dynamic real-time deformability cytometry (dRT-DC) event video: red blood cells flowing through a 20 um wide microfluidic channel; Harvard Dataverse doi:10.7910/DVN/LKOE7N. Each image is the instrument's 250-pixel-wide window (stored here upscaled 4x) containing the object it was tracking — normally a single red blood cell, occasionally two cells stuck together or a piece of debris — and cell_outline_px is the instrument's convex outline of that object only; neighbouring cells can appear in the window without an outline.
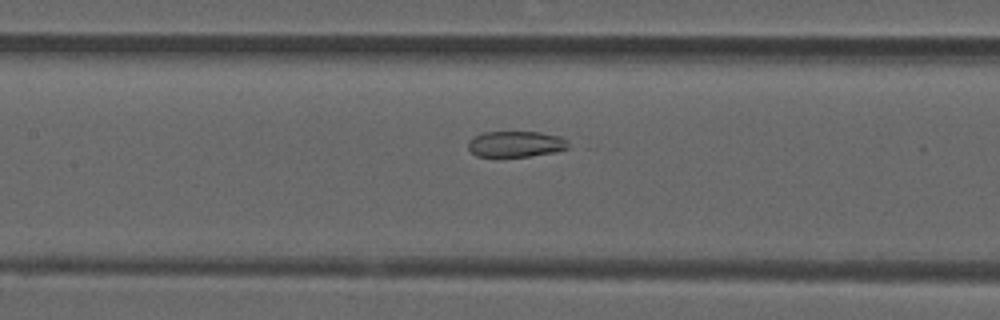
{"species": "common noctule bat (a hibernating species)", "species_latin": "Nyctalus noctula", "temperature_condition": "room temperature", "stored_images_in_passage": 39, "segment_of_instrument_passage": [2, 2], "camera_frame_rate_fps": 3000, "um_per_image_px": 0.085, "animal": {"sex": "male", "forearm_length_mm": 52.5}, "frame": {"image": 1, "passage_image": 11, "time_ms": 3.333, "image_size_px": [1000, 320], "cell_outline_px": [[568, 148], [556, 152], [528, 156], [476, 156], [468, 148], [468, 140], [472, 136], [484, 132], [540, 132], [560, 136], [568, 144]], "centroid_in_image_um": [43.8, 12.23], "position_along_channel_um": 163.6, "area_um2": 15.09}}
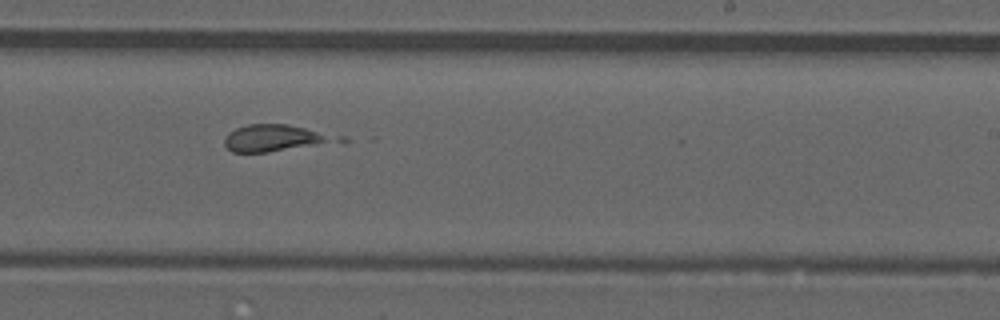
{"frame": {"image": 2, "passage_image": 19, "time_ms": 6.0, "image_size_px": [1000, 320], "cell_outline_px": [[324, 140], [316, 144], [268, 152], [232, 152], [224, 144], [224, 140], [228, 132], [236, 128], [248, 124], [288, 124], [304, 128], [316, 132], [324, 136]], "centroid_in_image_um": [22.94, 11.72], "position_along_channel_um": 266.1, "area_um2": 15.84}}
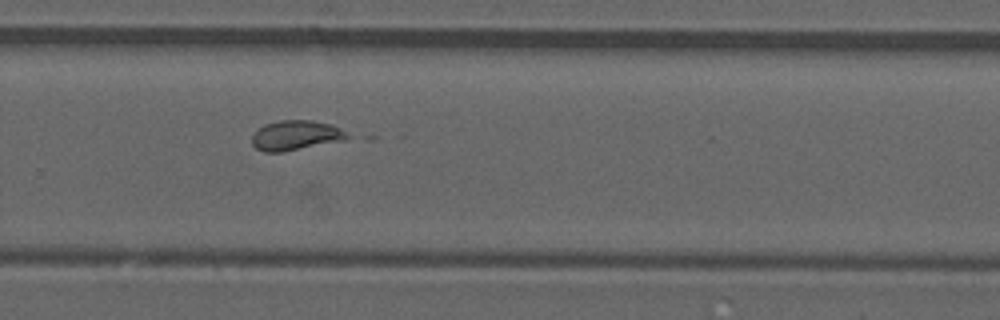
{"frame": {"image": 3, "passage_image": 22, "time_ms": 7.0, "image_size_px": [1000, 320], "cell_outline_px": [[352, 136], [344, 140], [284, 152], [264, 152], [256, 148], [252, 144], [252, 136], [264, 124], [280, 120], [312, 120], [328, 124], [340, 128]], "centroid_in_image_um": [25.14, 11.51], "position_along_channel_um": 304.7, "area_um2": 16.53}}